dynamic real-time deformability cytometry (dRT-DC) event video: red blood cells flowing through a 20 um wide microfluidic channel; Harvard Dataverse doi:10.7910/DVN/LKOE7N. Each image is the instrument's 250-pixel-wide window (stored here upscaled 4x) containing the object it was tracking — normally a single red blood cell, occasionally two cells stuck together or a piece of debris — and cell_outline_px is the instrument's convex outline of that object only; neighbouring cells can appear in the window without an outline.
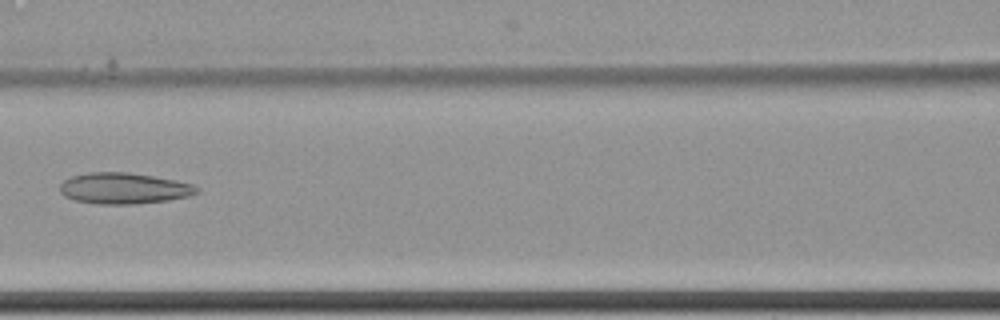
{"species": "common noctule bat (a hibernating species)", "species_latin": "Nyctalus noctula", "temperature_condition": "cold", "stored_images_in_passage": 9, "camera_frame_rate_fps": 3000, "um_per_image_px": 0.085, "animal": {"sex": "female", "body_mass_g": 22.7, "forearm_length_mm": 54.2}, "frame": {"image": 1, "passage_image": 8, "time_ms": 2.333, "image_size_px": [1000, 320], "cell_outline_px": [[200, 192], [188, 196], [168, 200], [136, 204], [96, 204], [76, 200], [64, 196], [60, 192], [60, 184], [64, 180], [72, 176], [88, 172], [128, 172], [176, 180], [192, 184], [200, 188]], "centroid_in_image_um": [10.53, 16.01], "position_along_channel_um": 156.1, "area_um2": 24.85}}
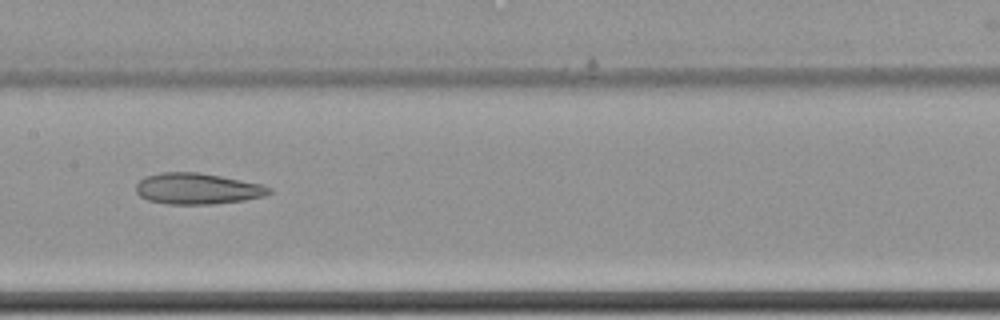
{"frame": {"image": 2, "passage_image": 9, "time_ms": 2.667, "image_size_px": [1000, 320], "cell_outline_px": [[272, 192], [264, 196], [244, 200], [212, 204], [168, 204], [148, 200], [140, 196], [136, 192], [136, 184], [144, 176], [160, 172], [200, 172], [260, 184], [272, 188]], "centroid_in_image_um": [16.75, 16.03], "position_along_channel_um": 190.7, "area_um2": 24.1}}